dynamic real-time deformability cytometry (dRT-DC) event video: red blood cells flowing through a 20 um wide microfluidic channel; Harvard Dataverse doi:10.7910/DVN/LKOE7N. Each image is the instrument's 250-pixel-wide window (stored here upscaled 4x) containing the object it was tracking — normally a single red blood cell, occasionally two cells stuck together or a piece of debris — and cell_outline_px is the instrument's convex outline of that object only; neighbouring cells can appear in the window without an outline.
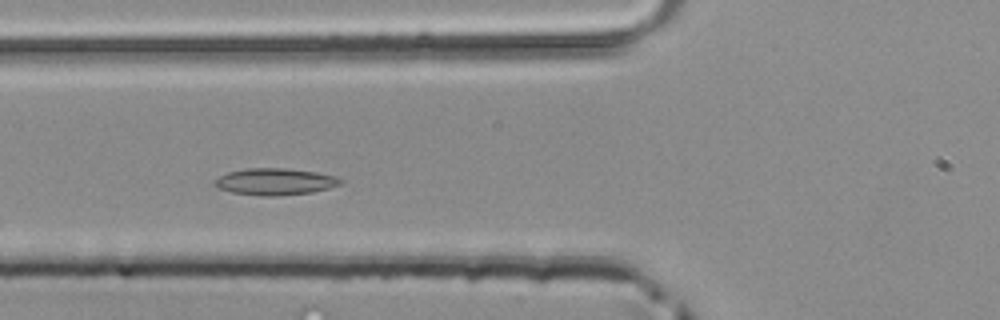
{"species": "common noctule bat (a hibernating species)", "species_latin": "Nyctalus noctula", "temperature_condition": "room temperature", "stored_images_in_passage": 43, "camera_frame_rate_fps": 3000, "um_per_image_px": 0.085, "animal": {"sex": "male", "body_mass_g": 20.4}, "frame": {"image": 1, "passage_image": 13, "time_ms": 4.0, "image_size_px": [1000, 320], "cell_outline_px": [[344, 180], [340, 184], [328, 188], [312, 192], [276, 196], [260, 196], [232, 192], [216, 188], [216, 180], [220, 176], [228, 172], [244, 168], [284, 168], [316, 172], [336, 176]], "centroid_in_image_um": [23.39, 15.44], "position_along_channel_um": 102.4, "area_um2": 19.54}}
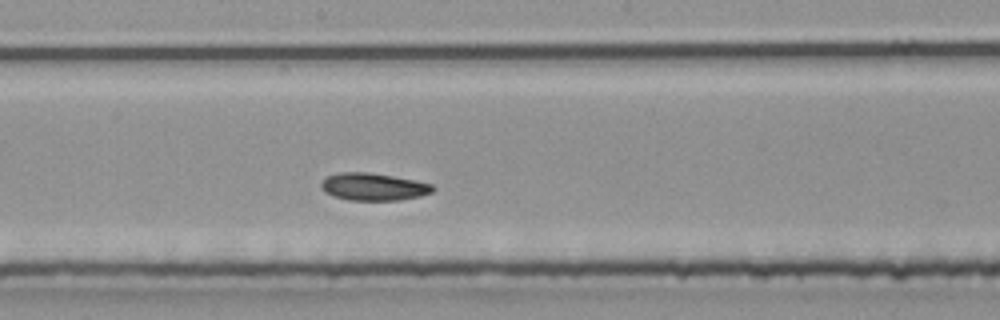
{"frame": {"image": 2, "passage_image": 21, "time_ms": 6.667, "image_size_px": [1000, 320], "cell_outline_px": [[436, 188], [432, 192], [420, 196], [400, 200], [348, 200], [332, 196], [324, 192], [320, 188], [320, 180], [328, 176], [340, 172], [368, 172], [416, 180], [432, 184]], "centroid_in_image_um": [31.71, 15.87], "position_along_channel_um": 216.5, "area_um2": 18.03}}
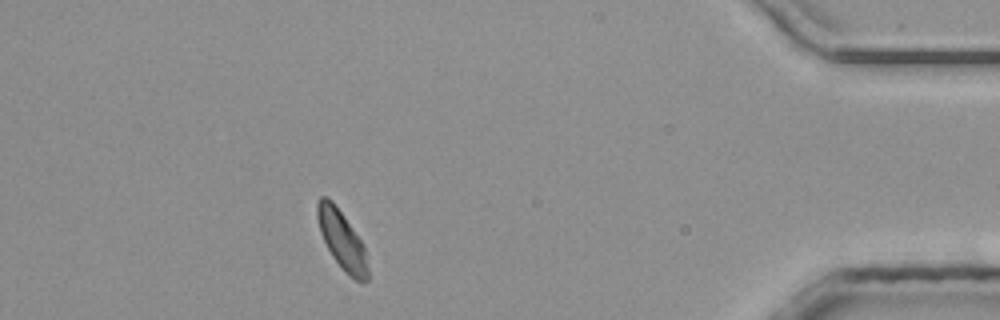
{"frame": {"image": 3, "passage_image": 38, "time_ms": 12.333, "image_size_px": [1000, 320], "cell_outline_px": [[368, 280], [364, 284], [348, 276], [344, 272], [332, 256], [320, 232], [316, 216], [316, 204], [320, 196], [328, 196], [332, 200], [344, 216], [360, 240], [364, 248], [368, 268]], "centroid_in_image_um": [29.04, 20.41], "position_along_channel_um": 406.2, "area_um2": 17.22}}